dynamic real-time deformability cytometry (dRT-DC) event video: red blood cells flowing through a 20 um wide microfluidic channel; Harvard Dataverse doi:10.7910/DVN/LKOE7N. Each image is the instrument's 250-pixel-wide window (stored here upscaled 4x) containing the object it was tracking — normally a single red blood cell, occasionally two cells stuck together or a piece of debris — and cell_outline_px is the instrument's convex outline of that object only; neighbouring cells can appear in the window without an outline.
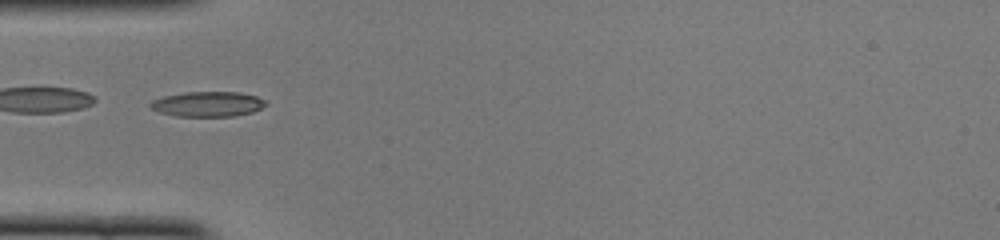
{"species": "common noctule bat (a hibernating species)", "species_latin": "Nyctalus noctula", "temperature_condition": "cold", "stored_images_in_passage": 47, "camera_frame_rate_fps": 3000, "um_per_image_px": 0.085, "animal": {"sex": "female", "body_mass_g": 22.0, "forearm_length_mm": 56.7}, "frame": {"image": 1, "passage_image": 15, "time_ms": 4.667, "image_size_px": [1000, 240], "cell_outline_px": [[268, 104], [252, 112], [236, 116], [176, 116], [160, 112], [148, 108], [148, 104], [152, 100], [164, 96], [184, 92], [240, 92], [256, 96], [264, 100]], "centroid_in_image_um": [17.63, 8.84], "position_along_channel_um": 67.4, "area_um2": 16.94}}
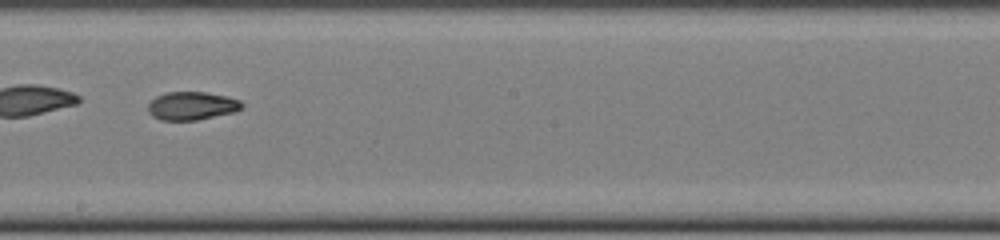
{"frame": {"image": 2, "passage_image": 27, "time_ms": 8.667, "image_size_px": [1000, 240], "cell_outline_px": [[244, 108], [236, 112], [196, 120], [160, 120], [152, 116], [148, 112], [148, 104], [156, 96], [168, 92], [204, 92], [224, 96], [240, 100], [244, 104]], "centroid_in_image_um": [16.32, 9.0], "position_along_channel_um": 231.9, "area_um2": 15.49}}
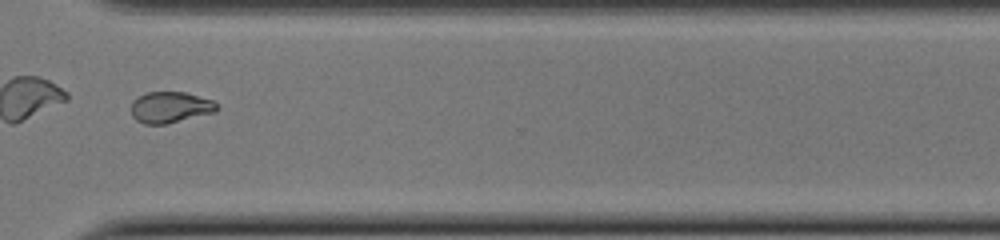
{"frame": {"image": 3, "passage_image": 36, "time_ms": 11.667, "image_size_px": [1000, 240], "cell_outline_px": [[220, 108], [216, 112], [164, 124], [144, 124], [136, 120], [132, 116], [132, 100], [136, 96], [148, 92], [184, 92], [212, 100]], "centroid_in_image_um": [14.45, 9.11], "position_along_channel_um": 356.1, "area_um2": 15.55}, "authors_computed_cell_mechanics": {"area_um2": 16.184, "velocity_mm_per_s": 4.1145, "shape_relaxation_time_tau1_ms": 5.2424, "shape_relaxation_time_tau2_ms": 3.1593, "deformation_change_tau1": 0.1714, "deformation_change_tau2": 0.0718}}